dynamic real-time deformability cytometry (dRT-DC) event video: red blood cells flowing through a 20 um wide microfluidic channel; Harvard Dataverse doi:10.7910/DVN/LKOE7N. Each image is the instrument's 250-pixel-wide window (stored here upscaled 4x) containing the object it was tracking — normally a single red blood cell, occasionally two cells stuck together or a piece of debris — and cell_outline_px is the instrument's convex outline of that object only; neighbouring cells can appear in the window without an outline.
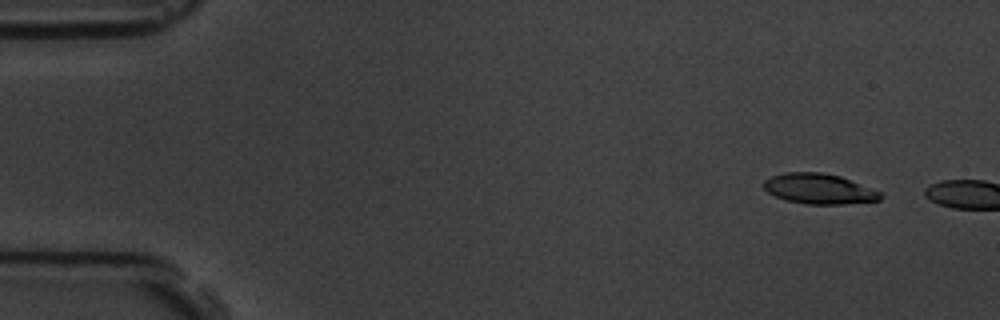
{"species": "common noctule bat (a hibernating species)", "species_latin": "Nyctalus noctula", "temperature_condition": "room temperature", "stored_images_in_passage": 2, "camera_frame_rate_fps": 3000, "um_per_image_px": 0.085, "animal": {"sex": "male", "body_mass_g": 19.5, "forearm_length_mm": 54.6}, "frame": {"image": 1, "passage_image": 1, "time_ms": 0.0, "image_size_px": [1000, 320], "cell_outline_px": [[884, 196], [880, 200], [844, 204], [808, 204], [784, 200], [768, 192], [764, 188], [764, 180], [772, 176], [784, 172], [820, 172], [840, 176], [880, 192]], "centroid_in_image_um": [69.6, 16.05], "position_along_channel_um": 15.4, "area_um2": 20.46}}